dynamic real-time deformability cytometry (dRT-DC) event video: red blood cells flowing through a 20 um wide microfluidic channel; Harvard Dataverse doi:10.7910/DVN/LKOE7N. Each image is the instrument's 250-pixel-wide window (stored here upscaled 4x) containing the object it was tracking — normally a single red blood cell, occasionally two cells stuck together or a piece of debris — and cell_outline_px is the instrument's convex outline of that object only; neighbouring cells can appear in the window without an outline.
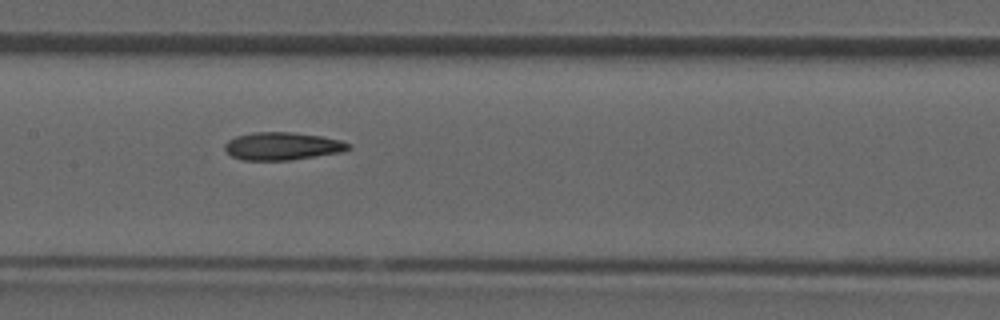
{"species": "common noctule bat (a hibernating species)", "species_latin": "Nyctalus noctula", "temperature_condition": "room temperature", "stored_images_in_passage": 35, "camera_frame_rate_fps": 3000, "um_per_image_px": 0.085, "animal": {"sex": "male", "forearm_length_mm": 52.5}, "frame": {"image": 1, "passage_image": 16, "time_ms": 5.0, "image_size_px": [1000, 320], "cell_outline_px": [[352, 148], [344, 152], [288, 160], [244, 160], [232, 156], [224, 148], [224, 144], [228, 140], [236, 136], [252, 132], [292, 132], [320, 136], [340, 140], [352, 144]], "centroid_in_image_um": [24.03, 12.42], "position_along_channel_um": 183.4, "area_um2": 20.06}}
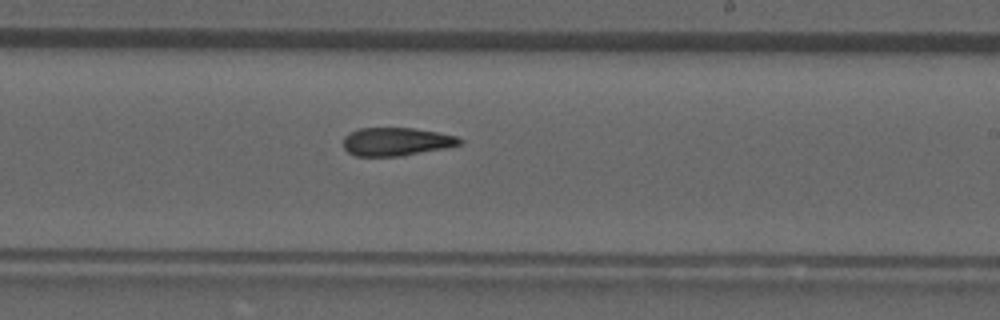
{"frame": {"image": 2, "passage_image": 20, "time_ms": 6.333, "image_size_px": [1000, 320], "cell_outline_px": [[464, 140], [460, 144], [444, 148], [400, 156], [356, 156], [348, 152], [344, 148], [344, 136], [348, 132], [360, 128], [412, 128], [440, 132], [456, 136]], "centroid_in_image_um": [33.67, 12.03], "position_along_channel_um": 255.3, "area_um2": 19.13}}